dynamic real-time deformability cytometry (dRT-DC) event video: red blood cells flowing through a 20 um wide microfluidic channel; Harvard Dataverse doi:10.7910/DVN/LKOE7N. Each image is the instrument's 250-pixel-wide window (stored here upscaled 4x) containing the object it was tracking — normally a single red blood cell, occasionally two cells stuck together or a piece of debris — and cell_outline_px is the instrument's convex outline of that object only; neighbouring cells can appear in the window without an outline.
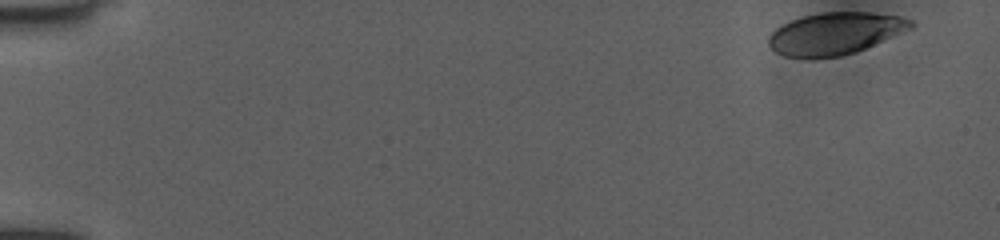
{"species": "human", "species_latin": "Homo sapiens", "temperature_condition": "room temperature", "stored_images_in_passage": 45, "camera_frame_rate_fps": 3000, "um_per_image_px": 0.085, "donor": {"sex": "female"}, "frame": {"image": 1, "passage_image": 1, "time_ms": 0.0, "image_size_px": [1000, 240], "cell_outline_px": [[916, 24], [912, 28], [856, 52], [840, 56], [784, 56], [776, 52], [768, 44], [768, 36], [776, 28], [792, 20], [804, 16], [820, 12], [868, 12], [900, 16], [912, 20]], "centroid_in_image_um": [71.01, 2.82], "position_along_channel_um": 14.0, "area_um2": 34.33}}
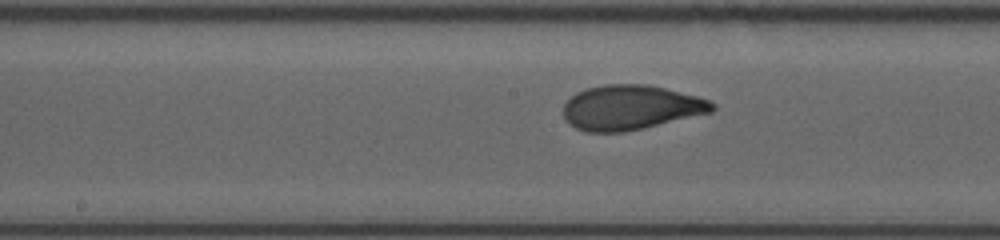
{"frame": {"image": 2, "passage_image": 26, "time_ms": 8.333, "image_size_px": [1000, 240], "cell_outline_px": [[716, 108], [712, 112], [644, 128], [624, 132], [584, 132], [568, 124], [564, 116], [564, 104], [576, 92], [588, 88], [604, 84], [648, 84], [696, 96], [708, 100], [716, 104]], "centroid_in_image_um": [53.6, 9.14], "position_along_channel_um": 194.6, "area_um2": 38.78}}
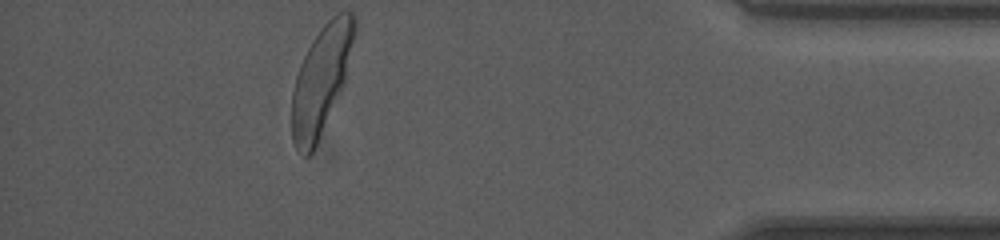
{"frame": {"image": 3, "passage_image": 45, "time_ms": 14.667, "image_size_px": [1000, 240], "cell_outline_px": [[356, 32], [344, 84], [316, 144], [312, 152], [308, 156], [304, 156], [296, 148], [292, 140], [292, 92], [296, 76], [300, 64], [312, 40], [320, 28], [336, 12], [352, 12], [356, 16]], "centroid_in_image_um": [27.31, 6.75], "position_along_channel_um": 407.9, "area_um2": 39.25}, "authors_computed_cell_mechanics": {"area_um2": 38.3792, "velocity_mm_per_s": 4.0154, "shape_relaxation_time_tau1_ms": 2.843, "shape_relaxation_time_tau2_ms": null, "deformation_change_tau1": 0.1725, "deformation_change_tau2": null}}